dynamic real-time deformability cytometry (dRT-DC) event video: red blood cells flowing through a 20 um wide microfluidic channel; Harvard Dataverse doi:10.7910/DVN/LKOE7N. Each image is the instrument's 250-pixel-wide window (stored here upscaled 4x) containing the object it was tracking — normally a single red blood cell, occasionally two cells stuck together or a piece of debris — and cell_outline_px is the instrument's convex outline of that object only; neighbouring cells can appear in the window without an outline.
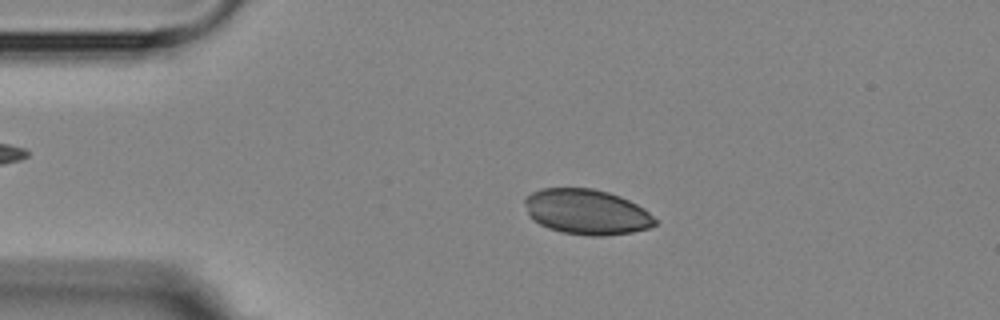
{"species": "Egyptian fruit bat (a non-hibernating species)", "species_latin": "Rousettus aegyptiacus", "temperature_condition": "room temperature", "stored_images_in_passage": 6, "segment_of_instrument_passage": [1, 2], "camera_frame_rate_fps": 3000, "um_per_image_px": 0.085, "animal": {"sex": "female"}, "frame": {"image": 1, "passage_image": 3, "time_ms": 2.333, "image_size_px": [1000, 320], "cell_outline_px": [[656, 224], [648, 228], [632, 232], [604, 236], [588, 236], [560, 232], [548, 228], [532, 220], [524, 204], [524, 196], [540, 188], [592, 188], [608, 192], [620, 196], [644, 208], [656, 220]], "centroid_in_image_um": [49.83, 18.01], "position_along_channel_um": 35.2, "area_um2": 34.51}}